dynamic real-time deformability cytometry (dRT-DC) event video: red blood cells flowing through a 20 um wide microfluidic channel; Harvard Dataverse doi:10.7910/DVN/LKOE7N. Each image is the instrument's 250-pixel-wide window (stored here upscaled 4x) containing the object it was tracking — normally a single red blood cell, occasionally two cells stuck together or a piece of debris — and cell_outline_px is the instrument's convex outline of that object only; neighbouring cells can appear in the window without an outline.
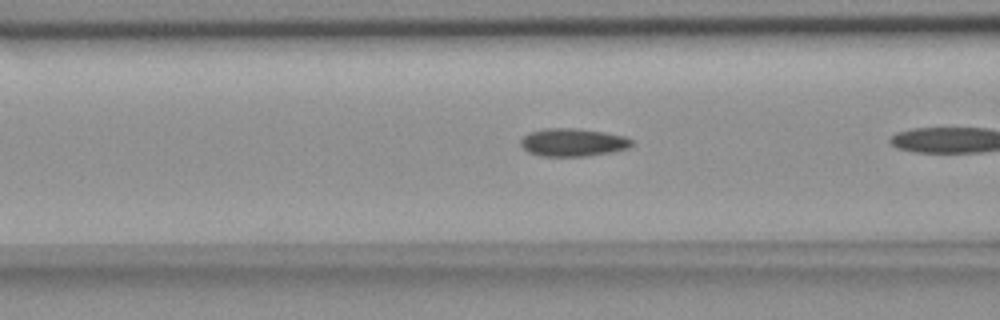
{"species": "common noctule bat (a hibernating species)", "species_latin": "Nyctalus noctula", "temperature_condition": "room temperature", "stored_images_in_passage": 8, "camera_frame_rate_fps": 3000, "um_per_image_px": 0.085, "animal": {"sex": "female", "body_mass_g": 18.4}, "frame": {"image": 1, "passage_image": 7, "time_ms": 2.0, "image_size_px": [1000, 320], "cell_outline_px": [[632, 144], [628, 148], [612, 152], [588, 156], [540, 156], [528, 152], [520, 144], [520, 140], [524, 136], [532, 132], [544, 128], [576, 128], [604, 132], [624, 136], [632, 140]], "centroid_in_image_um": [48.69, 12.1], "position_along_channel_um": 117.9, "area_um2": 18.03}}